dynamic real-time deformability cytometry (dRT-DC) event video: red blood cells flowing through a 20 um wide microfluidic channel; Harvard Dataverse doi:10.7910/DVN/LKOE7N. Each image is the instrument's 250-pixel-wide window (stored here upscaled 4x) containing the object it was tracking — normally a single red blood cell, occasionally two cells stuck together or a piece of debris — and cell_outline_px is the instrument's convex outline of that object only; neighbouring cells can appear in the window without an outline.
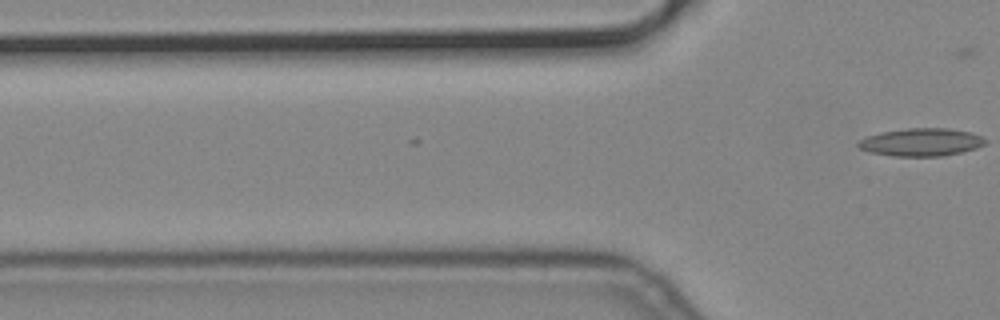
{"species": "common noctule bat (a hibernating species)", "species_latin": "Nyctalus noctula", "temperature_condition": "cold", "stored_images_in_passage": 8, "camera_frame_rate_fps": 3000, "um_per_image_px": 0.085, "animal": {"sex": "male", "body_mass_g": 19.2, "forearm_length_mm": 51.8}, "frame": {"image": 1, "passage_image": 8, "time_ms": 2.333, "image_size_px": [1000, 320], "cell_outline_px": [[984, 144], [976, 148], [944, 156], [892, 156], [868, 152], [860, 148], [856, 144], [860, 140], [868, 136], [880, 132], [908, 128], [948, 128], [972, 132], [984, 136]], "centroid_in_image_um": [78.3, 12.08], "position_along_channel_um": 47.5, "area_um2": 20.63}}